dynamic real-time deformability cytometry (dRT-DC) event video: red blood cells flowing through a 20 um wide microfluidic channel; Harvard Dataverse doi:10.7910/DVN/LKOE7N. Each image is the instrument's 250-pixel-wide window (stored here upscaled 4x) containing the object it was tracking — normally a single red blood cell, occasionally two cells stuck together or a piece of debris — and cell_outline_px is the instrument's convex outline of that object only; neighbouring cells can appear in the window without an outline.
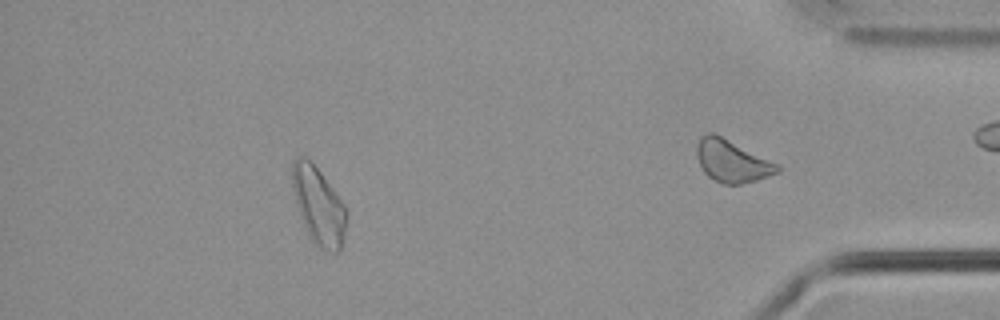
{"species": "common noctule bat (a hibernating species)", "species_latin": "Nyctalus noctula", "temperature_condition": "cold", "stored_images_in_passage": 44, "camera_frame_rate_fps": 3000, "um_per_image_px": 0.085, "animal": {"sex": "male", "body_mass_g": 21.5, "forearm_length_mm": 52.0}, "frame": {"image": 1, "passage_image": 38, "time_ms": 12.333, "image_size_px": [1000, 320], "cell_outline_px": [[348, 216], [344, 236], [340, 252], [332, 252], [320, 248], [312, 240], [300, 216], [292, 188], [292, 160], [296, 156], [304, 156], [320, 172], [344, 204]], "centroid_in_image_um": [27.08, 17.49], "position_along_channel_um": 408.1, "area_um2": 24.16}, "authors_computed_cell_mechanics": {"area_um2": 20.7502, "velocity_mm_per_s": 3.6743, "shape_relaxation_time_tau1_ms": null, "shape_relaxation_time_tau2_ms": 3.8365, "deformation_change_tau1": null, "deformation_change_tau2": 0.0991}}